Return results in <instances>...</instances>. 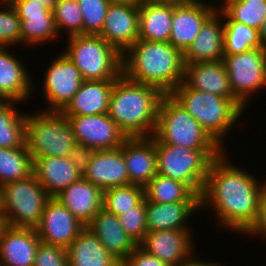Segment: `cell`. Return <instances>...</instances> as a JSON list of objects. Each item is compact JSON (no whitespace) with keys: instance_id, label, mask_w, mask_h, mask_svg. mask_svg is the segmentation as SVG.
Instances as JSON below:
<instances>
[{"instance_id":"obj_1","label":"cell","mask_w":266,"mask_h":266,"mask_svg":"<svg viewBox=\"0 0 266 266\" xmlns=\"http://www.w3.org/2000/svg\"><path fill=\"white\" fill-rule=\"evenodd\" d=\"M226 151L210 165L200 195V207L215 213L225 229L245 235L255 224L259 201L266 187L258 177L228 162Z\"/></svg>"},{"instance_id":"obj_2","label":"cell","mask_w":266,"mask_h":266,"mask_svg":"<svg viewBox=\"0 0 266 266\" xmlns=\"http://www.w3.org/2000/svg\"><path fill=\"white\" fill-rule=\"evenodd\" d=\"M183 52L170 42L137 40L122 55V74L170 94L183 82Z\"/></svg>"},{"instance_id":"obj_3","label":"cell","mask_w":266,"mask_h":266,"mask_svg":"<svg viewBox=\"0 0 266 266\" xmlns=\"http://www.w3.org/2000/svg\"><path fill=\"white\" fill-rule=\"evenodd\" d=\"M163 95L158 88L130 81L121 74L110 94L108 115L127 137H151Z\"/></svg>"},{"instance_id":"obj_4","label":"cell","mask_w":266,"mask_h":266,"mask_svg":"<svg viewBox=\"0 0 266 266\" xmlns=\"http://www.w3.org/2000/svg\"><path fill=\"white\" fill-rule=\"evenodd\" d=\"M170 95L200 123L222 149H226L223 147L226 135L244 115L243 110L233 100L195 90L183 82Z\"/></svg>"},{"instance_id":"obj_5","label":"cell","mask_w":266,"mask_h":266,"mask_svg":"<svg viewBox=\"0 0 266 266\" xmlns=\"http://www.w3.org/2000/svg\"><path fill=\"white\" fill-rule=\"evenodd\" d=\"M25 144L32 161L39 157H74L81 151L67 117L57 111L26 112Z\"/></svg>"},{"instance_id":"obj_6","label":"cell","mask_w":266,"mask_h":266,"mask_svg":"<svg viewBox=\"0 0 266 266\" xmlns=\"http://www.w3.org/2000/svg\"><path fill=\"white\" fill-rule=\"evenodd\" d=\"M152 137L171 146L180 145L195 150H224L170 94H164L161 98Z\"/></svg>"},{"instance_id":"obj_7","label":"cell","mask_w":266,"mask_h":266,"mask_svg":"<svg viewBox=\"0 0 266 266\" xmlns=\"http://www.w3.org/2000/svg\"><path fill=\"white\" fill-rule=\"evenodd\" d=\"M63 54L79 69L84 81L117 79L122 55L100 35L68 36Z\"/></svg>"},{"instance_id":"obj_8","label":"cell","mask_w":266,"mask_h":266,"mask_svg":"<svg viewBox=\"0 0 266 266\" xmlns=\"http://www.w3.org/2000/svg\"><path fill=\"white\" fill-rule=\"evenodd\" d=\"M225 150H195L156 140L157 174L186 183L201 195L211 163Z\"/></svg>"},{"instance_id":"obj_9","label":"cell","mask_w":266,"mask_h":266,"mask_svg":"<svg viewBox=\"0 0 266 266\" xmlns=\"http://www.w3.org/2000/svg\"><path fill=\"white\" fill-rule=\"evenodd\" d=\"M51 197L34 174L0 187V209L5 225L36 228Z\"/></svg>"},{"instance_id":"obj_10","label":"cell","mask_w":266,"mask_h":266,"mask_svg":"<svg viewBox=\"0 0 266 266\" xmlns=\"http://www.w3.org/2000/svg\"><path fill=\"white\" fill-rule=\"evenodd\" d=\"M223 62L233 95L246 107L254 92L266 88V47L224 55Z\"/></svg>"},{"instance_id":"obj_11","label":"cell","mask_w":266,"mask_h":266,"mask_svg":"<svg viewBox=\"0 0 266 266\" xmlns=\"http://www.w3.org/2000/svg\"><path fill=\"white\" fill-rule=\"evenodd\" d=\"M65 117L69 121L81 153L115 149L128 138L108 113Z\"/></svg>"},{"instance_id":"obj_12","label":"cell","mask_w":266,"mask_h":266,"mask_svg":"<svg viewBox=\"0 0 266 266\" xmlns=\"http://www.w3.org/2000/svg\"><path fill=\"white\" fill-rule=\"evenodd\" d=\"M44 74L42 91L48 105L42 110L61 112L84 81L80 71L61 51Z\"/></svg>"},{"instance_id":"obj_13","label":"cell","mask_w":266,"mask_h":266,"mask_svg":"<svg viewBox=\"0 0 266 266\" xmlns=\"http://www.w3.org/2000/svg\"><path fill=\"white\" fill-rule=\"evenodd\" d=\"M83 177L103 191L129 185V176L120 147L82 153Z\"/></svg>"},{"instance_id":"obj_14","label":"cell","mask_w":266,"mask_h":266,"mask_svg":"<svg viewBox=\"0 0 266 266\" xmlns=\"http://www.w3.org/2000/svg\"><path fill=\"white\" fill-rule=\"evenodd\" d=\"M85 227L55 197H51L36 231L41 242L67 249Z\"/></svg>"},{"instance_id":"obj_15","label":"cell","mask_w":266,"mask_h":266,"mask_svg":"<svg viewBox=\"0 0 266 266\" xmlns=\"http://www.w3.org/2000/svg\"><path fill=\"white\" fill-rule=\"evenodd\" d=\"M33 174L50 197L83 177L82 153L74 157H39L33 161Z\"/></svg>"},{"instance_id":"obj_16","label":"cell","mask_w":266,"mask_h":266,"mask_svg":"<svg viewBox=\"0 0 266 266\" xmlns=\"http://www.w3.org/2000/svg\"><path fill=\"white\" fill-rule=\"evenodd\" d=\"M99 35L123 55L139 38V6L111 2Z\"/></svg>"},{"instance_id":"obj_17","label":"cell","mask_w":266,"mask_h":266,"mask_svg":"<svg viewBox=\"0 0 266 266\" xmlns=\"http://www.w3.org/2000/svg\"><path fill=\"white\" fill-rule=\"evenodd\" d=\"M191 233L192 229L147 232L138 245L169 266H177L195 253L194 238Z\"/></svg>"},{"instance_id":"obj_18","label":"cell","mask_w":266,"mask_h":266,"mask_svg":"<svg viewBox=\"0 0 266 266\" xmlns=\"http://www.w3.org/2000/svg\"><path fill=\"white\" fill-rule=\"evenodd\" d=\"M184 64L183 83L187 87L230 98L245 111V106L233 95L223 60Z\"/></svg>"},{"instance_id":"obj_19","label":"cell","mask_w":266,"mask_h":266,"mask_svg":"<svg viewBox=\"0 0 266 266\" xmlns=\"http://www.w3.org/2000/svg\"><path fill=\"white\" fill-rule=\"evenodd\" d=\"M129 176V184L145 187L157 174L156 140L128 137L120 146Z\"/></svg>"},{"instance_id":"obj_20","label":"cell","mask_w":266,"mask_h":266,"mask_svg":"<svg viewBox=\"0 0 266 266\" xmlns=\"http://www.w3.org/2000/svg\"><path fill=\"white\" fill-rule=\"evenodd\" d=\"M218 9L216 4L198 1L173 5V18L169 42L182 52L195 40L205 21Z\"/></svg>"},{"instance_id":"obj_21","label":"cell","mask_w":266,"mask_h":266,"mask_svg":"<svg viewBox=\"0 0 266 266\" xmlns=\"http://www.w3.org/2000/svg\"><path fill=\"white\" fill-rule=\"evenodd\" d=\"M39 244L36 228L5 225L0 233V266H33Z\"/></svg>"},{"instance_id":"obj_22","label":"cell","mask_w":266,"mask_h":266,"mask_svg":"<svg viewBox=\"0 0 266 266\" xmlns=\"http://www.w3.org/2000/svg\"><path fill=\"white\" fill-rule=\"evenodd\" d=\"M223 38V16L216 10L205 21L195 40L183 52L184 63L223 60Z\"/></svg>"},{"instance_id":"obj_23","label":"cell","mask_w":266,"mask_h":266,"mask_svg":"<svg viewBox=\"0 0 266 266\" xmlns=\"http://www.w3.org/2000/svg\"><path fill=\"white\" fill-rule=\"evenodd\" d=\"M55 198L85 226L103 208V190L84 177Z\"/></svg>"},{"instance_id":"obj_24","label":"cell","mask_w":266,"mask_h":266,"mask_svg":"<svg viewBox=\"0 0 266 266\" xmlns=\"http://www.w3.org/2000/svg\"><path fill=\"white\" fill-rule=\"evenodd\" d=\"M114 83L115 79L83 81L77 93L61 113L64 116L108 113L109 99Z\"/></svg>"},{"instance_id":"obj_25","label":"cell","mask_w":266,"mask_h":266,"mask_svg":"<svg viewBox=\"0 0 266 266\" xmlns=\"http://www.w3.org/2000/svg\"><path fill=\"white\" fill-rule=\"evenodd\" d=\"M121 263L138 244L125 232L118 216L102 208L86 226Z\"/></svg>"},{"instance_id":"obj_26","label":"cell","mask_w":266,"mask_h":266,"mask_svg":"<svg viewBox=\"0 0 266 266\" xmlns=\"http://www.w3.org/2000/svg\"><path fill=\"white\" fill-rule=\"evenodd\" d=\"M11 47H0V90L10 100L27 102L33 94L32 83L26 66L16 55L9 51Z\"/></svg>"},{"instance_id":"obj_27","label":"cell","mask_w":266,"mask_h":266,"mask_svg":"<svg viewBox=\"0 0 266 266\" xmlns=\"http://www.w3.org/2000/svg\"><path fill=\"white\" fill-rule=\"evenodd\" d=\"M200 209V202L162 204L146 201L147 231L190 230L187 220Z\"/></svg>"},{"instance_id":"obj_28","label":"cell","mask_w":266,"mask_h":266,"mask_svg":"<svg viewBox=\"0 0 266 266\" xmlns=\"http://www.w3.org/2000/svg\"><path fill=\"white\" fill-rule=\"evenodd\" d=\"M68 266H118L120 262L85 227L67 248Z\"/></svg>"},{"instance_id":"obj_29","label":"cell","mask_w":266,"mask_h":266,"mask_svg":"<svg viewBox=\"0 0 266 266\" xmlns=\"http://www.w3.org/2000/svg\"><path fill=\"white\" fill-rule=\"evenodd\" d=\"M173 18L172 4L146 1L139 6L138 40L169 42Z\"/></svg>"},{"instance_id":"obj_30","label":"cell","mask_w":266,"mask_h":266,"mask_svg":"<svg viewBox=\"0 0 266 266\" xmlns=\"http://www.w3.org/2000/svg\"><path fill=\"white\" fill-rule=\"evenodd\" d=\"M145 200L169 204L173 202H200V195L186 183L156 174L144 187Z\"/></svg>"},{"instance_id":"obj_31","label":"cell","mask_w":266,"mask_h":266,"mask_svg":"<svg viewBox=\"0 0 266 266\" xmlns=\"http://www.w3.org/2000/svg\"><path fill=\"white\" fill-rule=\"evenodd\" d=\"M217 10L223 16L224 55L240 54L253 48L263 47L257 29L243 23L231 21L219 8Z\"/></svg>"},{"instance_id":"obj_32","label":"cell","mask_w":266,"mask_h":266,"mask_svg":"<svg viewBox=\"0 0 266 266\" xmlns=\"http://www.w3.org/2000/svg\"><path fill=\"white\" fill-rule=\"evenodd\" d=\"M33 174V161L23 147L0 148V187L8 182H15L28 178Z\"/></svg>"},{"instance_id":"obj_33","label":"cell","mask_w":266,"mask_h":266,"mask_svg":"<svg viewBox=\"0 0 266 266\" xmlns=\"http://www.w3.org/2000/svg\"><path fill=\"white\" fill-rule=\"evenodd\" d=\"M10 101L0 105V148H16L25 145L26 114L19 113L16 105Z\"/></svg>"},{"instance_id":"obj_34","label":"cell","mask_w":266,"mask_h":266,"mask_svg":"<svg viewBox=\"0 0 266 266\" xmlns=\"http://www.w3.org/2000/svg\"><path fill=\"white\" fill-rule=\"evenodd\" d=\"M217 7L231 20L257 30L266 17V0H222Z\"/></svg>"},{"instance_id":"obj_35","label":"cell","mask_w":266,"mask_h":266,"mask_svg":"<svg viewBox=\"0 0 266 266\" xmlns=\"http://www.w3.org/2000/svg\"><path fill=\"white\" fill-rule=\"evenodd\" d=\"M144 187L129 184L126 186L111 187L103 191V208L119 216L132 210L143 199Z\"/></svg>"},{"instance_id":"obj_36","label":"cell","mask_w":266,"mask_h":266,"mask_svg":"<svg viewBox=\"0 0 266 266\" xmlns=\"http://www.w3.org/2000/svg\"><path fill=\"white\" fill-rule=\"evenodd\" d=\"M21 20L22 43L30 46L45 44L58 33L53 15L18 16Z\"/></svg>"},{"instance_id":"obj_37","label":"cell","mask_w":266,"mask_h":266,"mask_svg":"<svg viewBox=\"0 0 266 266\" xmlns=\"http://www.w3.org/2000/svg\"><path fill=\"white\" fill-rule=\"evenodd\" d=\"M52 11L58 34L61 30L67 31V37L83 34V17L77 0H60Z\"/></svg>"},{"instance_id":"obj_38","label":"cell","mask_w":266,"mask_h":266,"mask_svg":"<svg viewBox=\"0 0 266 266\" xmlns=\"http://www.w3.org/2000/svg\"><path fill=\"white\" fill-rule=\"evenodd\" d=\"M83 17V35H99L111 0H77Z\"/></svg>"},{"instance_id":"obj_39","label":"cell","mask_w":266,"mask_h":266,"mask_svg":"<svg viewBox=\"0 0 266 266\" xmlns=\"http://www.w3.org/2000/svg\"><path fill=\"white\" fill-rule=\"evenodd\" d=\"M0 6V47L20 44L21 20L8 0H0Z\"/></svg>"},{"instance_id":"obj_40","label":"cell","mask_w":266,"mask_h":266,"mask_svg":"<svg viewBox=\"0 0 266 266\" xmlns=\"http://www.w3.org/2000/svg\"><path fill=\"white\" fill-rule=\"evenodd\" d=\"M120 225L125 232L139 244L147 231L145 198L132 210L118 216Z\"/></svg>"},{"instance_id":"obj_41","label":"cell","mask_w":266,"mask_h":266,"mask_svg":"<svg viewBox=\"0 0 266 266\" xmlns=\"http://www.w3.org/2000/svg\"><path fill=\"white\" fill-rule=\"evenodd\" d=\"M33 266H68L67 249L40 241Z\"/></svg>"},{"instance_id":"obj_42","label":"cell","mask_w":266,"mask_h":266,"mask_svg":"<svg viewBox=\"0 0 266 266\" xmlns=\"http://www.w3.org/2000/svg\"><path fill=\"white\" fill-rule=\"evenodd\" d=\"M17 16L53 15V11L37 0H8Z\"/></svg>"},{"instance_id":"obj_43","label":"cell","mask_w":266,"mask_h":266,"mask_svg":"<svg viewBox=\"0 0 266 266\" xmlns=\"http://www.w3.org/2000/svg\"><path fill=\"white\" fill-rule=\"evenodd\" d=\"M122 266H169L139 245L121 262Z\"/></svg>"},{"instance_id":"obj_44","label":"cell","mask_w":266,"mask_h":266,"mask_svg":"<svg viewBox=\"0 0 266 266\" xmlns=\"http://www.w3.org/2000/svg\"><path fill=\"white\" fill-rule=\"evenodd\" d=\"M245 235H247V237L250 236V239L252 236H257L259 238L264 237V239L266 238V187L264 188L260 196L257 220Z\"/></svg>"},{"instance_id":"obj_45","label":"cell","mask_w":266,"mask_h":266,"mask_svg":"<svg viewBox=\"0 0 266 266\" xmlns=\"http://www.w3.org/2000/svg\"><path fill=\"white\" fill-rule=\"evenodd\" d=\"M196 255H191L189 258H187L186 260H184L183 262H180L177 266H221V263H216V262H208V261H202V260H198L195 259ZM194 259H193V258Z\"/></svg>"},{"instance_id":"obj_46","label":"cell","mask_w":266,"mask_h":266,"mask_svg":"<svg viewBox=\"0 0 266 266\" xmlns=\"http://www.w3.org/2000/svg\"><path fill=\"white\" fill-rule=\"evenodd\" d=\"M159 4L185 5L198 2L200 0H149Z\"/></svg>"},{"instance_id":"obj_47","label":"cell","mask_w":266,"mask_h":266,"mask_svg":"<svg viewBox=\"0 0 266 266\" xmlns=\"http://www.w3.org/2000/svg\"><path fill=\"white\" fill-rule=\"evenodd\" d=\"M258 31L260 42L263 47H266V17L264 18V21L262 22V25Z\"/></svg>"},{"instance_id":"obj_48","label":"cell","mask_w":266,"mask_h":266,"mask_svg":"<svg viewBox=\"0 0 266 266\" xmlns=\"http://www.w3.org/2000/svg\"><path fill=\"white\" fill-rule=\"evenodd\" d=\"M146 1L149 0H111L112 3H129L136 6H141Z\"/></svg>"},{"instance_id":"obj_49","label":"cell","mask_w":266,"mask_h":266,"mask_svg":"<svg viewBox=\"0 0 266 266\" xmlns=\"http://www.w3.org/2000/svg\"><path fill=\"white\" fill-rule=\"evenodd\" d=\"M40 3L44 4L45 6H47L49 9H53L54 6L60 1V0H37Z\"/></svg>"},{"instance_id":"obj_50","label":"cell","mask_w":266,"mask_h":266,"mask_svg":"<svg viewBox=\"0 0 266 266\" xmlns=\"http://www.w3.org/2000/svg\"><path fill=\"white\" fill-rule=\"evenodd\" d=\"M10 102V100L0 90V105Z\"/></svg>"},{"instance_id":"obj_51","label":"cell","mask_w":266,"mask_h":266,"mask_svg":"<svg viewBox=\"0 0 266 266\" xmlns=\"http://www.w3.org/2000/svg\"><path fill=\"white\" fill-rule=\"evenodd\" d=\"M4 226H5V221H4L2 210L0 209V233Z\"/></svg>"}]
</instances>
